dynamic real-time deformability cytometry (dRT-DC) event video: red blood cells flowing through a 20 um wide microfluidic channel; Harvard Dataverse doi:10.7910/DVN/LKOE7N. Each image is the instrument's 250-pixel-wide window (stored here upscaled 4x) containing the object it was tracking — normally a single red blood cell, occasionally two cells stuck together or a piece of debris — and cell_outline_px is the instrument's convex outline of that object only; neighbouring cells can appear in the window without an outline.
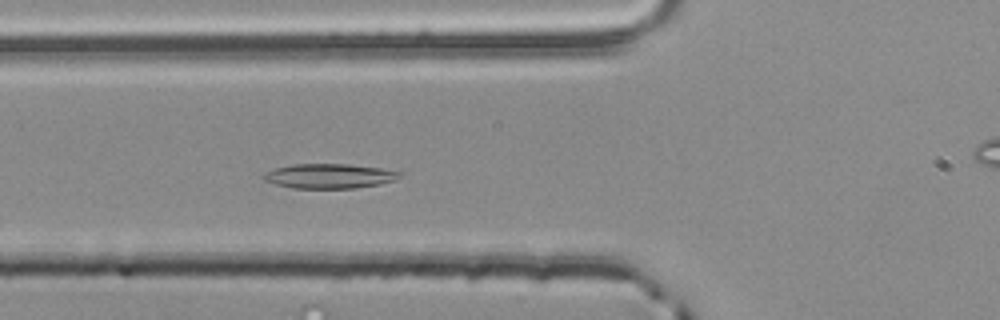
{"species": "common noctule bat (a hibernating species)", "species_latin": "Nyctalus noctula", "temperature_condition": "room temperature", "stored_images_in_passage": 42, "camera_frame_rate_fps": 3000, "um_per_image_px": 0.085, "animal": {"sex": "male", "body_mass_g": 20.4}, "frame": {"image": 1, "passage_image": 7, "time_ms": 2.0, "image_size_px": [1000, 320], "cell_outline_px": [[400, 176], [396, 180], [380, 184], [356, 188], [292, 188], [276, 184], [264, 180], [264, 172], [276, 168], [292, 164], [348, 164], [380, 168], [400, 172]], "centroid_in_image_um": [27.99, 14.96], "position_along_channel_um": 97.8, "area_um2": 19.42}}
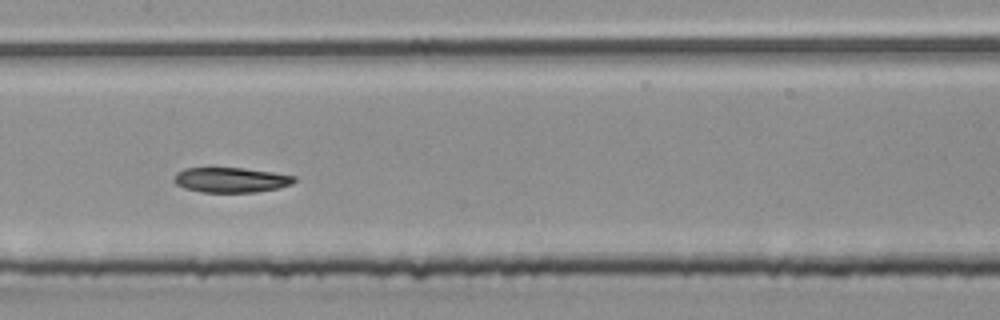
{"frame": {"image": 2, "passage_image": 14, "time_ms": 4.333, "image_size_px": [1000, 320], "cell_outline_px": [[296, 180], [292, 184], [276, 188], [256, 192], [204, 192], [184, 188], [176, 184], [172, 180], [176, 172], [184, 168], [244, 168], [272, 172], [296, 176]], "centroid_in_image_um": [19.6, 15.29], "position_along_channel_um": 187.8, "area_um2": 17.51}}
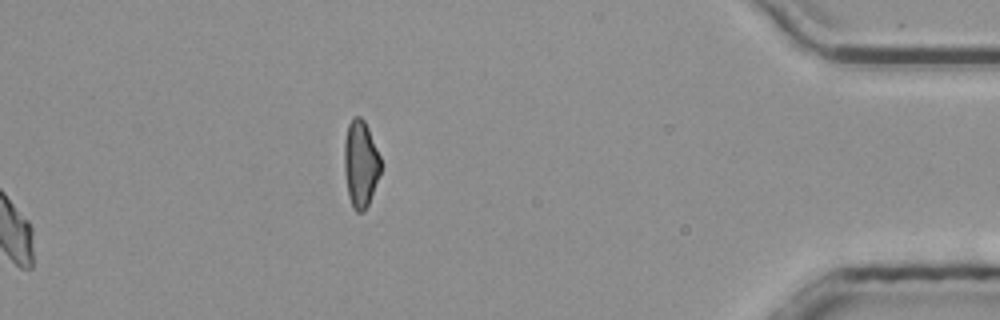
{"frame": {"image": 3, "passage_image": 42, "time_ms": 13.667, "image_size_px": [1000, 320], "cell_outline_px": [[380, 172], [368, 204], [364, 212], [356, 212], [352, 208], [348, 196], [344, 172], [344, 140], [348, 124], [352, 116], [360, 116], [364, 120], [368, 128], [380, 156]], "centroid_in_image_um": [30.62, 13.91], "position_along_channel_um": 404.6, "area_um2": 18.5}, "authors_computed_cell_mechanics": {"area_um2": 18.4093, "velocity_mm_per_s": 3.8388, "shape_relaxation_time_tau1_ms": 5.7348, "shape_relaxation_time_tau2_ms": 4.7708, "deformation_change_tau1": 0.1305, "deformation_change_tau2": 0.0913}}